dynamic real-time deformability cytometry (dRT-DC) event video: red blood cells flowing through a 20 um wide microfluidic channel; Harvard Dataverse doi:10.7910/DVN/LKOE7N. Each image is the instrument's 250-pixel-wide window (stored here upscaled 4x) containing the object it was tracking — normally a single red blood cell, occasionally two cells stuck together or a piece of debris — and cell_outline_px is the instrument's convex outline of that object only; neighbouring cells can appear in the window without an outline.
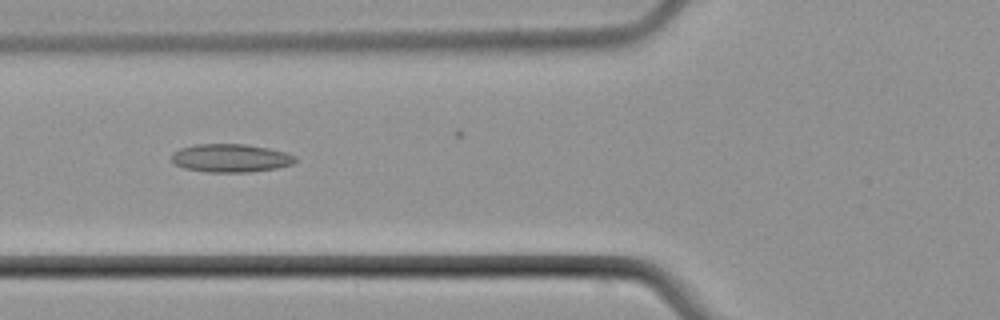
{"species": "common noctule bat (a hibernating species)", "species_latin": "Nyctalus noctula", "temperature_condition": "cold", "stored_images_in_passage": 8, "camera_frame_rate_fps": 3000, "um_per_image_px": 0.085, "animal": {"sex": "male", "body_mass_g": 21.5, "forearm_length_mm": 52.0}, "frame": {"image": 1, "passage_image": 5, "time_ms": 4.667, "image_size_px": [1000, 320], "cell_outline_px": [[296, 160], [292, 164], [276, 168], [248, 172], [208, 172], [184, 168], [176, 164], [172, 160], [172, 152], [180, 148], [196, 144], [244, 144], [268, 148], [288, 152], [296, 156]], "centroid_in_image_um": [19.62, 13.43], "position_along_channel_um": 106.2, "area_um2": 20.35}}
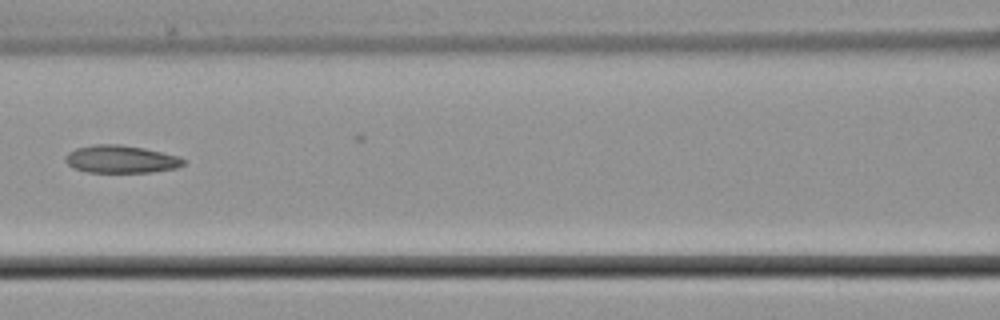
{"frame": {"image": 2, "passage_image": 6, "time_ms": 6.0, "image_size_px": [1000, 320], "cell_outline_px": [[184, 164], [176, 168], [152, 172], [88, 172], [72, 168], [64, 160], [68, 152], [76, 148], [96, 144], [120, 144], [144, 148], [176, 156], [184, 160]], "centroid_in_image_um": [10.23, 13.53], "position_along_channel_um": 156.4, "area_um2": 18.9}}
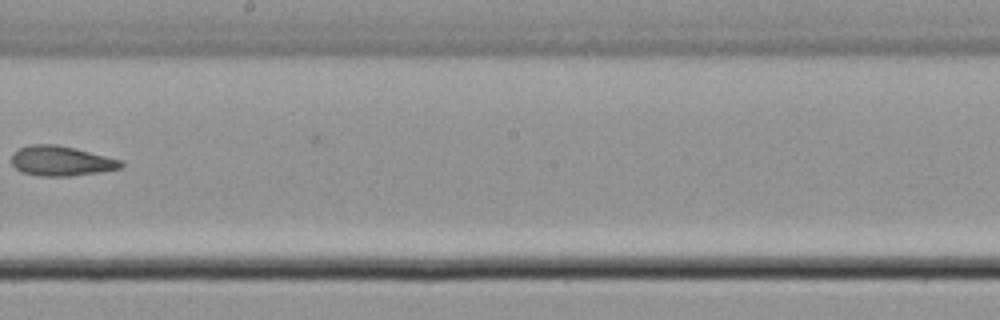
{"frame": {"image": 3, "passage_image": 8, "time_ms": 8.333, "image_size_px": [1000, 320], "cell_outline_px": [[124, 164], [120, 168], [100, 172], [68, 176], [40, 176], [20, 172], [12, 164], [12, 152], [20, 148], [32, 144], [56, 144], [76, 148], [120, 160]], "centroid_in_image_um": [5.16, 13.68], "position_along_channel_um": 243.0, "area_um2": 19.02}}